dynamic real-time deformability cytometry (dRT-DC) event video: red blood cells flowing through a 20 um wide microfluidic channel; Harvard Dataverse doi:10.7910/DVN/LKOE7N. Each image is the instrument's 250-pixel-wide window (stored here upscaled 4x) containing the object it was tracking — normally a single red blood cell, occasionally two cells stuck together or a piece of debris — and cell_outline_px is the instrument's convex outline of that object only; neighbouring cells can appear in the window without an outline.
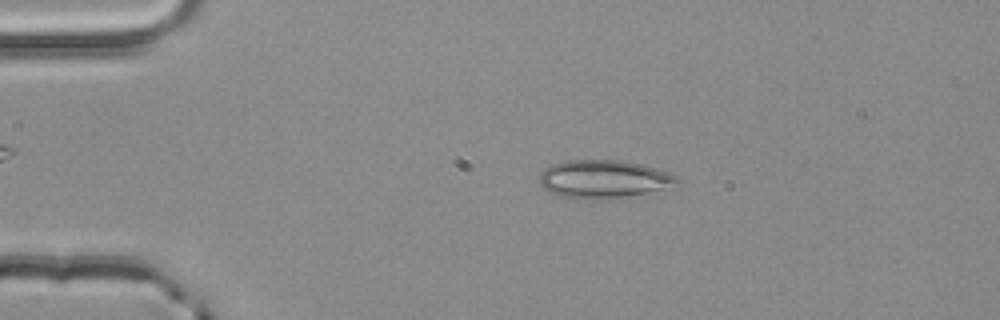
{"species": "common noctule bat (a hibernating species)", "species_latin": "Nyctalus noctula", "temperature_condition": "room temperature", "stored_images_in_passage": 3, "camera_frame_rate_fps": 3000, "um_per_image_px": 0.085, "animal": {"sex": "male", "body_mass_g": 20.4}, "frame": {"image": 1, "passage_image": 2, "time_ms": 0.333, "image_size_px": [1000, 320], "cell_outline_px": [[684, 184], [648, 192], [604, 200], [576, 200], [560, 196], [544, 188], [540, 184], [540, 172], [544, 168], [552, 164], [568, 160], [620, 160], [644, 164], [656, 168], [676, 176]], "centroid_in_image_um": [51.33, 15.23], "position_along_channel_um": 33.7, "area_um2": 31.04}}